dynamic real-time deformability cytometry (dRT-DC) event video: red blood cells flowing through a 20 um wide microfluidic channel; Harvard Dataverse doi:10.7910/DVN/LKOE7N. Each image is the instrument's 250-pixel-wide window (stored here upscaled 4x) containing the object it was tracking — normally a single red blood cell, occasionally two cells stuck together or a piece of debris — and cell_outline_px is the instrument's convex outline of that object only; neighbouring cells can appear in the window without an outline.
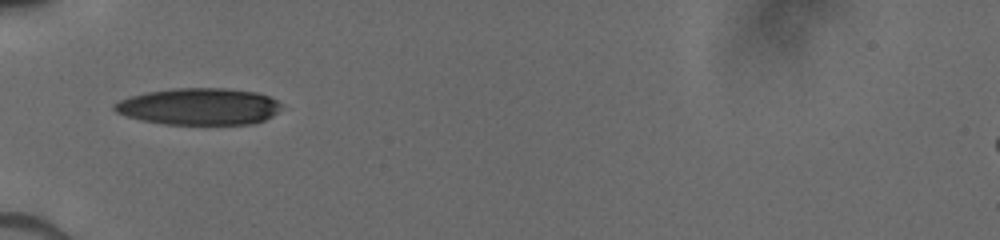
{"species": "human", "species_latin": "Homo sapiens", "temperature_condition": "cold", "stored_images_in_passage": 26, "camera_frame_rate_fps": 3000, "um_per_image_px": 0.085, "donor": {"sex": "male"}, "frame": {"image": 1, "passage_image": 1, "time_ms": 0.0, "image_size_px": [1000, 240], "cell_outline_px": [[280, 108], [272, 116], [264, 120], [252, 124], [164, 124], [144, 120], [128, 116], [116, 112], [112, 108], [112, 104], [120, 100], [132, 96], [148, 92], [172, 88], [224, 88], [256, 92], [268, 96], [276, 100], [280, 104]], "centroid_in_image_um": [16.91, 9.05], "position_along_channel_um": 68.1, "area_um2": 35.55}}
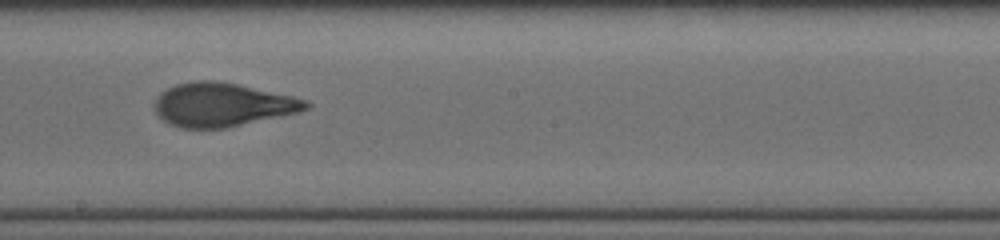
{"frame": {"image": 2, "passage_image": 13, "time_ms": 4.0, "image_size_px": [1000, 240], "cell_outline_px": [[312, 104], [308, 108], [300, 112], [228, 128], [184, 128], [172, 124], [164, 120], [152, 108], [156, 96], [160, 92], [176, 84], [192, 80], [216, 80], [236, 84], [292, 96], [304, 100]], "centroid_in_image_um": [18.87, 8.9], "position_along_channel_um": 229.3, "area_um2": 38.55}}
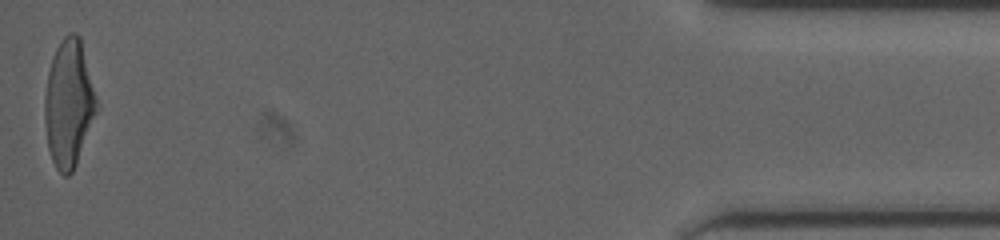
{"frame": {"image": 3, "passage_image": 26, "time_ms": 10.667, "image_size_px": [1000, 240], "cell_outline_px": [[96, 112], [76, 164], [72, 172], [68, 176], [64, 176], [56, 168], [52, 160], [48, 148], [44, 120], [44, 96], [48, 72], [52, 56], [60, 40], [68, 32], [76, 32], [80, 36], [96, 96]], "centroid_in_image_um": [5.81, 8.76], "position_along_channel_um": 429.4, "area_um2": 38.32}}